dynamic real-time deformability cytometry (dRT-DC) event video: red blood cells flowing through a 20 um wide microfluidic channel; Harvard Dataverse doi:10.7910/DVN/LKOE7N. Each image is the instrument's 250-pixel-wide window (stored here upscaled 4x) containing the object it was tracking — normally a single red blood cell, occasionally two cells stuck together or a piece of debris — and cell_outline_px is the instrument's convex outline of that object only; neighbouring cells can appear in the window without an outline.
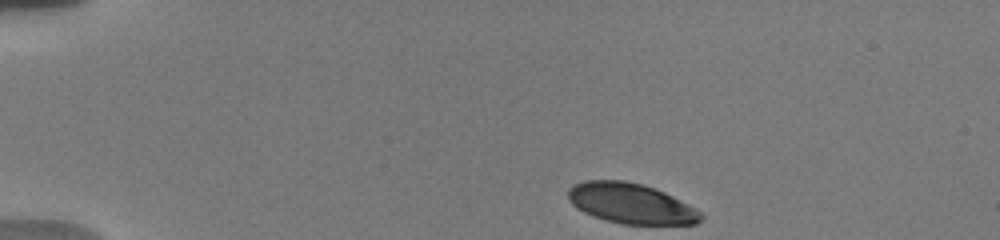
{"species": "human", "species_latin": "Homo sapiens", "temperature_condition": "warm", "stored_images_in_passage": 18, "camera_frame_rate_fps": 3000, "um_per_image_px": 0.085, "donor": {"sex": "male"}, "frame": {"image": 1, "passage_image": 1, "time_ms": 0.0, "image_size_px": [1000, 240], "cell_outline_px": [[704, 216], [696, 224], [620, 224], [604, 220], [592, 216], [576, 208], [568, 200], [568, 188], [572, 184], [584, 180], [624, 180], [656, 188], [696, 208]], "centroid_in_image_um": [53.59, 17.29], "position_along_channel_um": 31.4, "area_um2": 31.39}}